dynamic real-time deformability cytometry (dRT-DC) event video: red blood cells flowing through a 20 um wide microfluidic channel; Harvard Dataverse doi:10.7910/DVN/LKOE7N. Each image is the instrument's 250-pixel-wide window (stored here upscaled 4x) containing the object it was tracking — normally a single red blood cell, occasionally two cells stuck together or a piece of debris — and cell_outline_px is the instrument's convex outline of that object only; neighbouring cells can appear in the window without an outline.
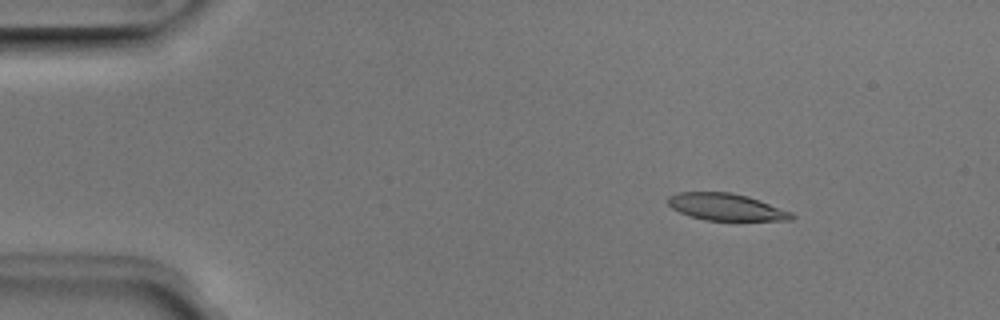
{"species": "Egyptian fruit bat (a non-hibernating species)", "species_latin": "Rousettus aegyptiacus", "temperature_condition": "room temperature", "stored_images_in_passage": 47, "camera_frame_rate_fps": 3000, "um_per_image_px": 0.085, "animal": {"sex": "male"}, "frame": {"image": 1, "passage_image": 3, "time_ms": 0.667, "image_size_px": [1000, 320], "cell_outline_px": [[796, 216], [792, 220], [704, 220], [688, 216], [672, 208], [668, 204], [668, 196], [676, 192], [732, 192], [748, 196], [792, 212]], "centroid_in_image_um": [61.7, 17.59], "position_along_channel_um": 23.3, "area_um2": 19.48}}
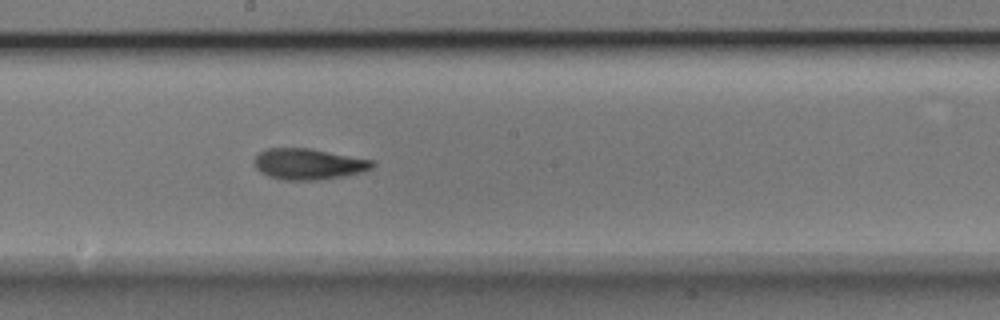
{"frame": {"image": 2, "passage_image": 24, "time_ms": 7.667, "image_size_px": [1000, 320], "cell_outline_px": [[376, 164], [372, 168], [364, 172], [344, 176], [320, 180], [284, 180], [268, 176], [260, 172], [256, 168], [252, 160], [260, 152], [268, 148], [308, 148], [372, 160]], "centroid_in_image_um": [26.21, 13.95], "position_along_channel_um": 222.0, "area_um2": 21.39}}
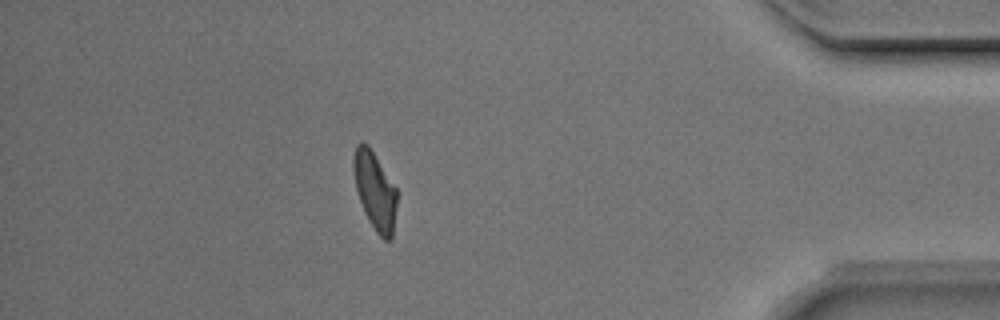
{"frame": {"image": 3, "passage_image": 41, "time_ms": 13.333, "image_size_px": [1000, 320], "cell_outline_px": [[396, 204], [392, 240], [384, 240], [376, 232], [368, 220], [364, 212], [356, 188], [352, 168], [352, 160], [356, 144], [360, 140], [368, 144], [396, 188]], "centroid_in_image_um": [31.84, 16.19], "position_along_channel_um": 403.4, "area_um2": 19.65}, "authors_computed_cell_mechanics": {"area_um2": 20.8658, "velocity_mm_per_s": 3.9465, "shape_relaxation_time_tau1_ms": 4.9313, "shape_relaxation_time_tau2_ms": 2.8306, "deformation_change_tau1": 0.1683, "deformation_change_tau2": 0.0999}}